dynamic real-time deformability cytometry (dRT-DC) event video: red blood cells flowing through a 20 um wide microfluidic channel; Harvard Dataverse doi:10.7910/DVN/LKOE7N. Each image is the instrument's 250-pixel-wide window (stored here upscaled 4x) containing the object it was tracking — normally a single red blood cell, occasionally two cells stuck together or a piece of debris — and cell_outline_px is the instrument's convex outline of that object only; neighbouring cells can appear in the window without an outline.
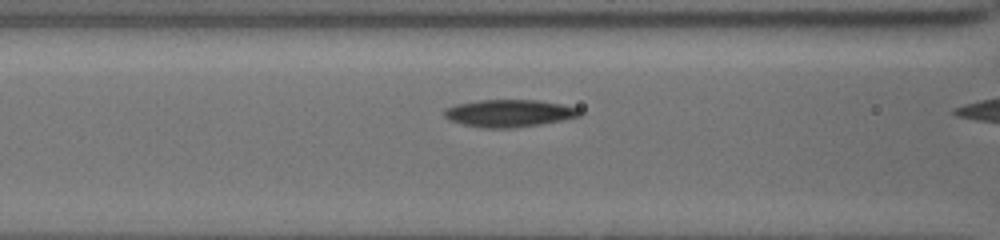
{"species": "common noctule bat (a hibernating species)", "species_latin": "Nyctalus noctula", "temperature_condition": "cold", "stored_images_in_passage": 6, "camera_frame_rate_fps": 3000, "um_per_image_px": 0.085, "animal": {"sex": "female", "body_mass_g": 19.5, "forearm_length_mm": 54.1}, "frame": {"image": 1, "passage_image": 5, "time_ms": 2.333, "image_size_px": [1000, 240], "cell_outline_px": [[584, 112], [580, 116], [564, 120], [540, 124], [512, 128], [480, 128], [448, 120], [444, 116], [444, 108], [456, 104], [480, 100], [536, 100], [564, 104], [580, 108]], "centroid_in_image_um": [43.31, 9.62], "position_along_channel_um": 123.3, "area_um2": 21.85}}